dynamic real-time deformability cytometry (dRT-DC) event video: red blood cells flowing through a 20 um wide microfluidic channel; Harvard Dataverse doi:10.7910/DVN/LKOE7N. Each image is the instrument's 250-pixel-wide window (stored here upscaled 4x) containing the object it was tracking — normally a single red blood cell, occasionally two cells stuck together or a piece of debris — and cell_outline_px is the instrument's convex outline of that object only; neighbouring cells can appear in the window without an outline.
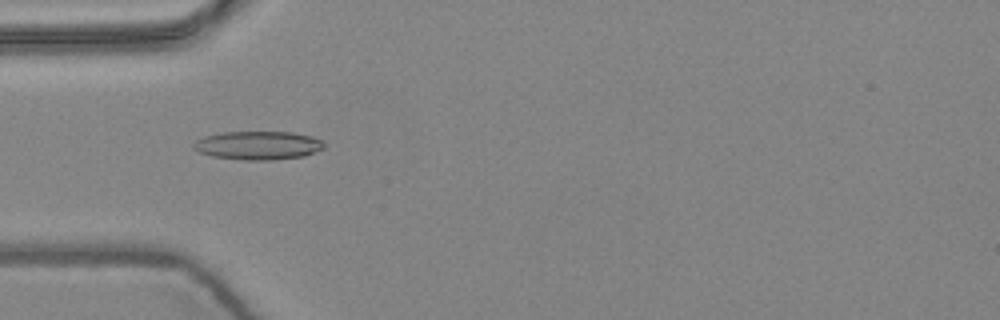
{"species": "common noctule bat (a hibernating species)", "species_latin": "Nyctalus noctula", "temperature_condition": "warm", "stored_images_in_passage": 8, "camera_frame_rate_fps": 3000, "um_per_image_px": 0.085, "animal": {"sex": "female", "body_mass_g": 24.6, "forearm_length_mm": 56.2}, "frame": {"image": 1, "passage_image": 5, "time_ms": 1.333, "image_size_px": [1000, 320], "cell_outline_px": [[324, 148], [304, 156], [272, 160], [240, 160], [212, 156], [200, 152], [192, 148], [192, 144], [196, 140], [204, 136], [220, 132], [292, 132], [312, 136], [320, 140], [324, 144]], "centroid_in_image_um": [21.9, 12.36], "position_along_channel_um": 63.1, "area_um2": 21.79}}
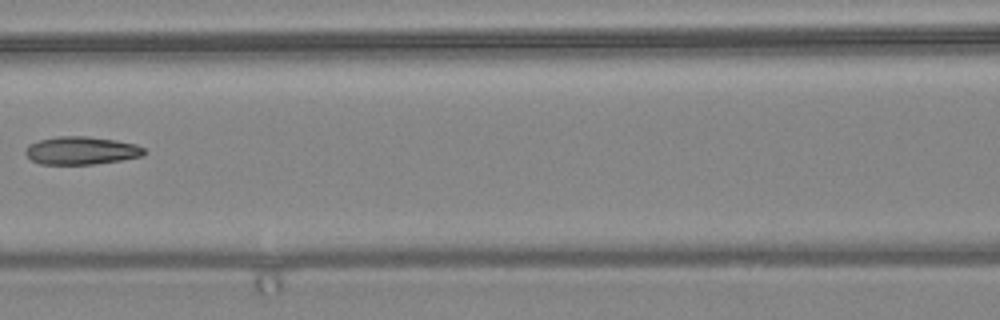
{"frame": {"image": 2, "passage_image": 7, "time_ms": 2.0, "image_size_px": [1000, 320], "cell_outline_px": [[144, 156], [120, 160], [92, 164], [40, 164], [32, 160], [24, 152], [28, 144], [40, 140], [56, 136], [88, 136], [116, 140], [136, 144], [144, 148]], "centroid_in_image_um": [6.9, 12.79], "position_along_channel_um": 159.7, "area_um2": 19.31}}
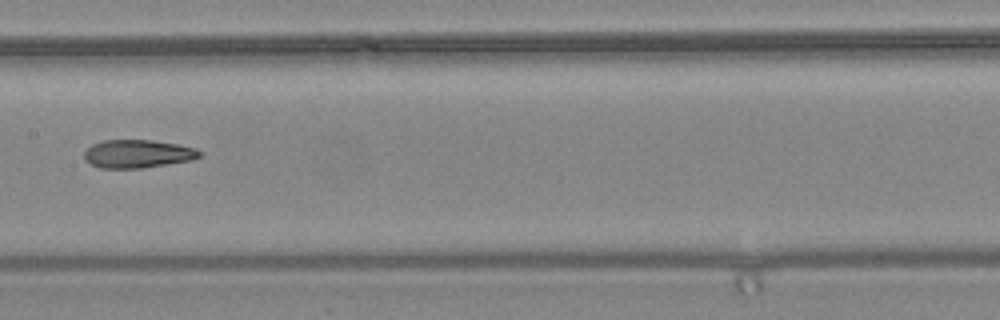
{"frame": {"image": 3, "passage_image": 8, "time_ms": 2.333, "image_size_px": [1000, 320], "cell_outline_px": [[200, 156], [192, 160], [144, 168], [100, 168], [88, 164], [84, 160], [84, 152], [92, 144], [104, 140], [152, 140], [176, 144], [196, 148], [200, 152]], "centroid_in_image_um": [11.66, 13.08], "position_along_channel_um": 195.7, "area_um2": 19.02}}